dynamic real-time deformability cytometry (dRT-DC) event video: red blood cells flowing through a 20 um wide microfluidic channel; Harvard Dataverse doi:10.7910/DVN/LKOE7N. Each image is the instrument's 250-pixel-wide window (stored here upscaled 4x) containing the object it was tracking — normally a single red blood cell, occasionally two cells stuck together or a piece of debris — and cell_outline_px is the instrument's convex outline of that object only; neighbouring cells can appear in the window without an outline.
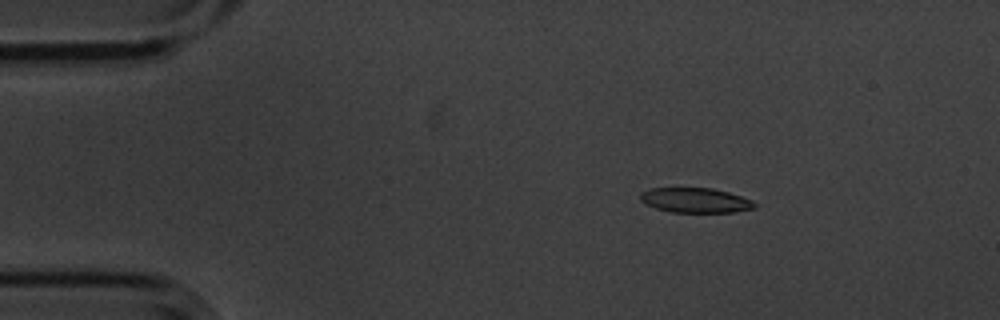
{"species": "common noctule bat (a hibernating species)", "species_latin": "Nyctalus noctula", "temperature_condition": "cold", "stored_images_in_passage": 5, "camera_frame_rate_fps": 3000, "um_per_image_px": 0.085, "animal": {"sex": "male", "body_mass_g": 20.1, "forearm_length_mm": 53.5}, "frame": {"image": 1, "passage_image": 3, "time_ms": 0.667, "image_size_px": [1000, 320], "cell_outline_px": [[756, 208], [736, 212], [672, 212], [656, 208], [644, 204], [640, 200], [640, 192], [652, 188], [712, 188], [728, 192], [752, 200], [756, 204]], "centroid_in_image_um": [59.1, 17.02], "position_along_channel_um": 25.9, "area_um2": 16.59}}